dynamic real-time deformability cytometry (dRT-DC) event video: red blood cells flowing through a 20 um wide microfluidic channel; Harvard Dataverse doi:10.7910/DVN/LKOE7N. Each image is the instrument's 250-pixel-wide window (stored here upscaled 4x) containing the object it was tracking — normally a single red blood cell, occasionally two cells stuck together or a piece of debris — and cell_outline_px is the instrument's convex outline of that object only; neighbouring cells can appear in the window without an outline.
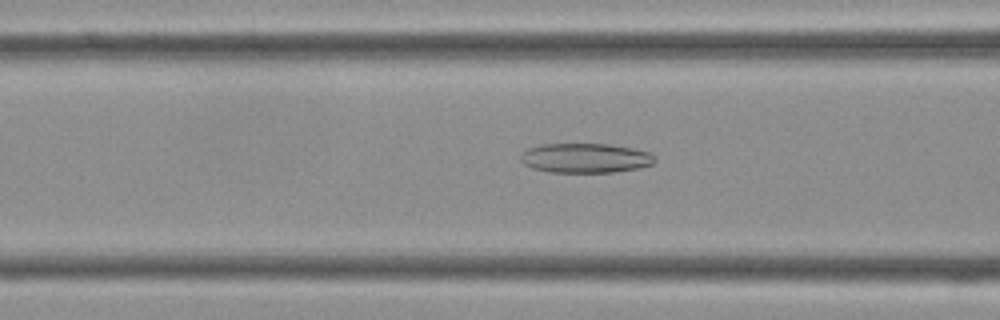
{"species": "Egyptian fruit bat (a non-hibernating species)", "species_latin": "Rousettus aegyptiacus", "temperature_condition": "cold", "stored_images_in_passage": 42, "camera_frame_rate_fps": 3000, "um_per_image_px": 0.085, "frame": {"image": 1, "passage_image": 16, "time_ms": 5.0, "image_size_px": [1000, 320], "cell_outline_px": [[656, 160], [652, 164], [640, 168], [612, 172], [548, 172], [532, 168], [524, 164], [520, 160], [520, 156], [528, 148], [540, 144], [608, 144], [632, 148], [648, 152]], "centroid_in_image_um": [49.72, 13.43], "position_along_channel_um": 116.9, "area_um2": 23.06}}
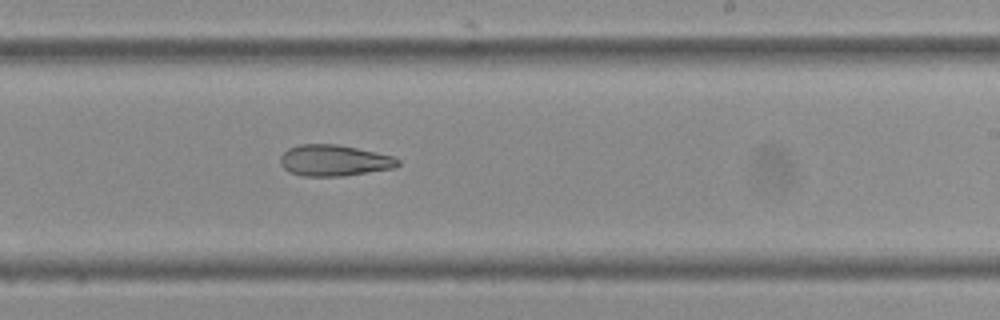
{"frame": {"image": 2, "passage_image": 25, "time_ms": 8.0, "image_size_px": [1000, 320], "cell_outline_px": [[400, 164], [396, 168], [344, 176], [304, 176], [288, 172], [280, 164], [280, 156], [288, 148], [300, 144], [336, 144], [376, 152], [392, 156], [400, 160]], "centroid_in_image_um": [28.4, 13.64], "position_along_channel_um": 260.6, "area_um2": 21.5}}
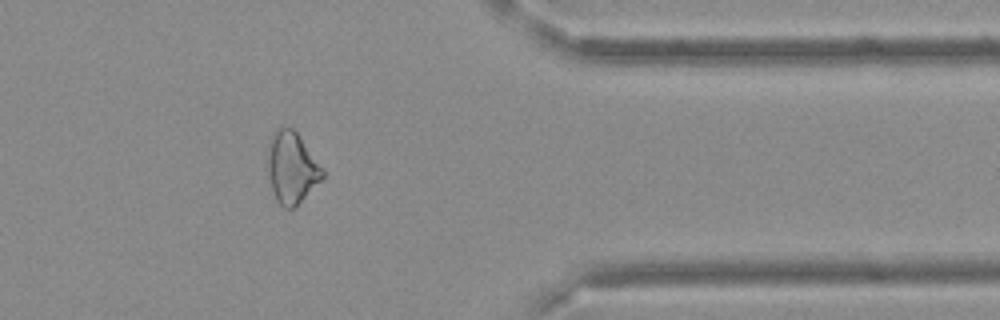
{"frame": {"image": 3, "passage_image": 34, "time_ms": 11.0, "image_size_px": [1000, 320], "cell_outline_px": [[324, 176], [296, 208], [284, 208], [276, 200], [268, 176], [268, 140], [272, 132], [280, 124], [292, 128], [296, 132], [324, 168]], "centroid_in_image_um": [24.78, 14.22], "position_along_channel_um": 386.6, "area_um2": 23.18}}